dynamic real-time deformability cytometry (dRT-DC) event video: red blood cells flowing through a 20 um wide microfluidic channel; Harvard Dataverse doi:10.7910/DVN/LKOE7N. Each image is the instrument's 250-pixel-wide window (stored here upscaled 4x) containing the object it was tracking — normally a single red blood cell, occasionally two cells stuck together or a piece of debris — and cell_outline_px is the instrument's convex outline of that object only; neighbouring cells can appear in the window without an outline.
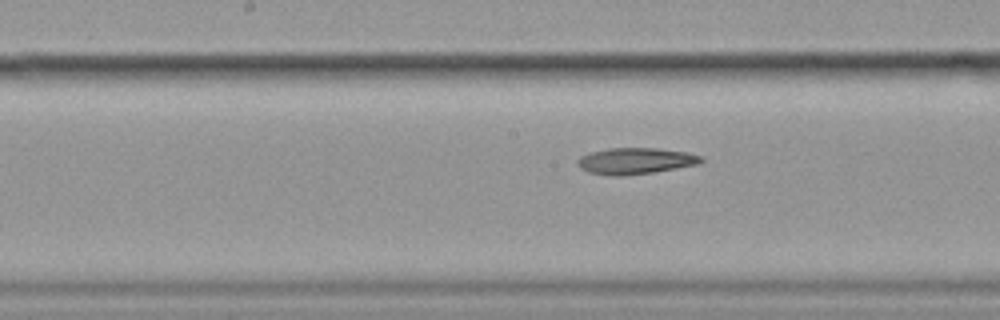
{"species": "common noctule bat (a hibernating species)", "species_latin": "Nyctalus noctula", "temperature_condition": "cold", "stored_images_in_passage": 34, "camera_frame_rate_fps": 3000, "um_per_image_px": 0.085, "animal": {"sex": "female", "body_mass_g": 19.9}, "frame": {"image": 1, "passage_image": 25, "time_ms": 8.0, "image_size_px": [1000, 320], "cell_outline_px": [[704, 160], [700, 164], [652, 172], [620, 176], [612, 176], [588, 172], [580, 168], [576, 164], [576, 160], [580, 156], [592, 152], [608, 148], [656, 148], [688, 152], [700, 156]], "centroid_in_image_um": [53.99, 13.68], "position_along_channel_um": 194.2, "area_um2": 18.96}}
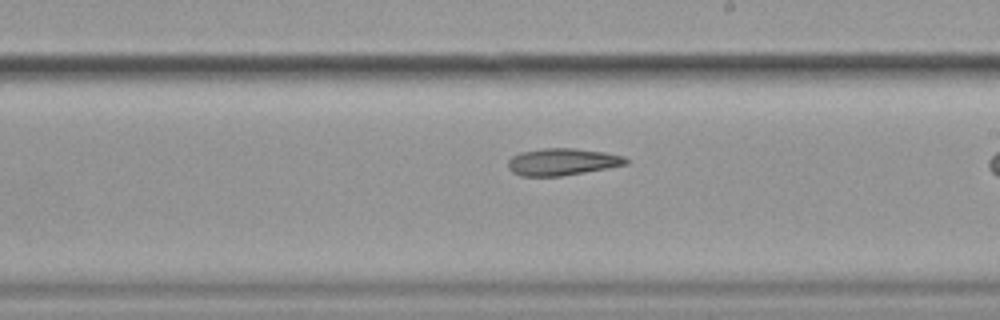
{"frame": {"image": 2, "passage_image": 29, "time_ms": 9.333, "image_size_px": [1000, 320], "cell_outline_px": [[628, 164], [608, 168], [560, 176], [520, 176], [512, 172], [508, 168], [508, 160], [512, 156], [520, 152], [544, 148], [576, 148], [604, 152], [624, 156], [628, 160]], "centroid_in_image_um": [47.78, 13.75], "position_along_channel_um": 241.2, "area_um2": 18.61}}